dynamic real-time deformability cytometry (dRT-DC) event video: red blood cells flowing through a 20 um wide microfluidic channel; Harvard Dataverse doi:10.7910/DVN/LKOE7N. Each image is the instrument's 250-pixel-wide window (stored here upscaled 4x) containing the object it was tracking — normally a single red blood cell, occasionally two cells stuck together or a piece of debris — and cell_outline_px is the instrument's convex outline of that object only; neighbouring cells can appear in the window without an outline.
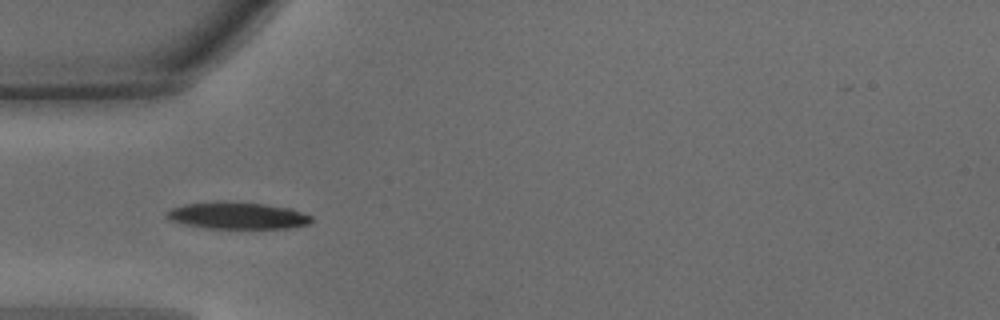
{"species": "common noctule bat (a hibernating species)", "species_latin": "Nyctalus noctula", "temperature_condition": "warm", "stored_images_in_passage": 6, "camera_frame_rate_fps": 3000, "um_per_image_px": 0.085, "animal": {"sex": "male", "body_mass_g": 15.6}, "frame": {"image": 1, "passage_image": 4, "time_ms": 1.0, "image_size_px": [1000, 320], "cell_outline_px": [[312, 220], [308, 224], [292, 228], [204, 228], [184, 224], [172, 220], [168, 216], [168, 212], [172, 208], [184, 204], [216, 200], [224, 200], [264, 204], [292, 208], [312, 216]], "centroid_in_image_um": [20.22, 18.31], "position_along_channel_um": 64.8, "area_um2": 22.83}}